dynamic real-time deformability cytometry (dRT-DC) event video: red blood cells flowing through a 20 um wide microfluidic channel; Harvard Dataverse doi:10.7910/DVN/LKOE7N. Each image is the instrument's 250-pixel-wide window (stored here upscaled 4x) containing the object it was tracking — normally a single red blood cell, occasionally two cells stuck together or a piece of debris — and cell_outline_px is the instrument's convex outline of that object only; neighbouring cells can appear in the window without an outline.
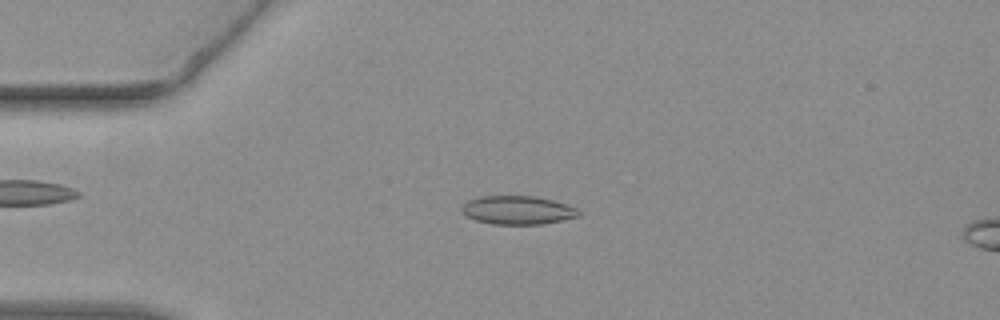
{"species": "common noctule bat (a hibernating species)", "species_latin": "Nyctalus noctula", "temperature_condition": "warm", "stored_images_in_passage": 38, "camera_frame_rate_fps": 3000, "um_per_image_px": 0.085, "animal": {"sex": "female", "body_mass_g": 19.3, "forearm_length_mm": 54.1}, "frame": {"image": 1, "passage_image": 3, "time_ms": 0.667, "image_size_px": [1000, 320], "cell_outline_px": [[580, 216], [540, 224], [492, 224], [476, 220], [464, 216], [460, 208], [468, 200], [480, 196], [536, 196], [552, 200], [576, 208], [580, 212]], "centroid_in_image_um": [43.95, 17.86], "position_along_channel_um": 41.1, "area_um2": 19.36}}
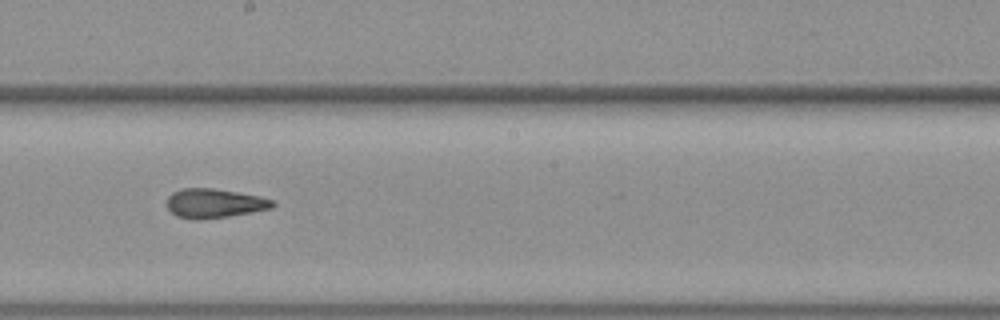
{"frame": {"image": 2, "passage_image": 20, "time_ms": 6.333, "image_size_px": [1000, 320], "cell_outline_px": [[276, 204], [272, 208], [252, 212], [228, 216], [200, 220], [192, 220], [176, 216], [168, 208], [168, 196], [172, 192], [180, 188], [212, 188], [260, 196], [272, 200]], "centroid_in_image_um": [18.2, 17.28], "position_along_channel_um": 230.0, "area_um2": 18.03}}
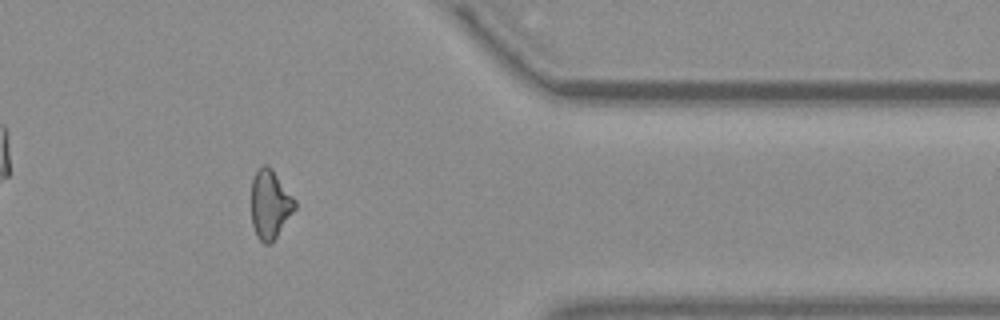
{"frame": {"image": 3, "passage_image": 34, "time_ms": 11.0, "image_size_px": [1000, 320], "cell_outline_px": [[296, 208], [272, 244], [264, 244], [256, 236], [252, 224], [252, 180], [256, 172], [264, 164], [268, 164], [272, 168], [296, 200]], "centroid_in_image_um": [22.97, 17.39], "position_along_channel_um": 388.4, "area_um2": 17.57}, "authors_computed_cell_mechanics": {"area_um2": 17.8313, "velocity_mm_per_s": 3.8088, "shape_relaxation_time_tau1_ms": null, "shape_relaxation_time_tau2_ms": 1.6476, "deformation_change_tau1": null, "deformation_change_tau2": 0.0912}}